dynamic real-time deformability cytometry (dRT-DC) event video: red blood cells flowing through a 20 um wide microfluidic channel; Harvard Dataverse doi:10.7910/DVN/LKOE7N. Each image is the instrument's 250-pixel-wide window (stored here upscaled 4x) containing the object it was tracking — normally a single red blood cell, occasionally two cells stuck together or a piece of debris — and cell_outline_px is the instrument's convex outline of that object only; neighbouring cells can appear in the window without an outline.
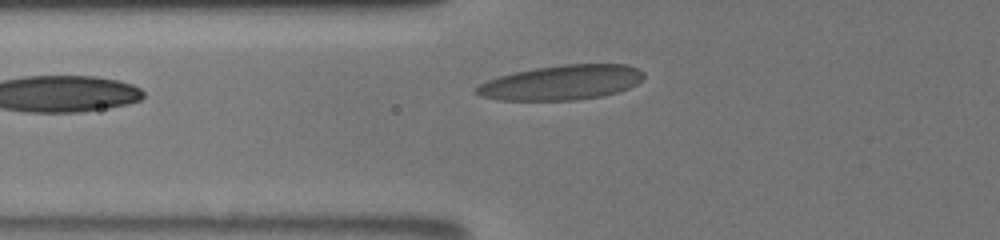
{"species": "human", "species_latin": "Homo sapiens", "temperature_condition": "room temperature", "stored_images_in_passage": 4, "camera_frame_rate_fps": 3000, "um_per_image_px": 0.085, "donor": {"sex": "male"}, "frame": {"image": 1, "passage_image": 4, "time_ms": 2.333, "image_size_px": [1000, 240], "cell_outline_px": [[644, 76], [636, 84], [628, 88], [616, 92], [600, 96], [576, 100], [500, 100], [480, 96], [472, 92], [480, 84], [488, 80], [500, 76], [516, 72], [536, 68], [564, 64], [628, 64], [644, 72]], "centroid_in_image_um": [47.72, 7.01], "position_along_channel_um": 78.1, "area_um2": 33.7}}